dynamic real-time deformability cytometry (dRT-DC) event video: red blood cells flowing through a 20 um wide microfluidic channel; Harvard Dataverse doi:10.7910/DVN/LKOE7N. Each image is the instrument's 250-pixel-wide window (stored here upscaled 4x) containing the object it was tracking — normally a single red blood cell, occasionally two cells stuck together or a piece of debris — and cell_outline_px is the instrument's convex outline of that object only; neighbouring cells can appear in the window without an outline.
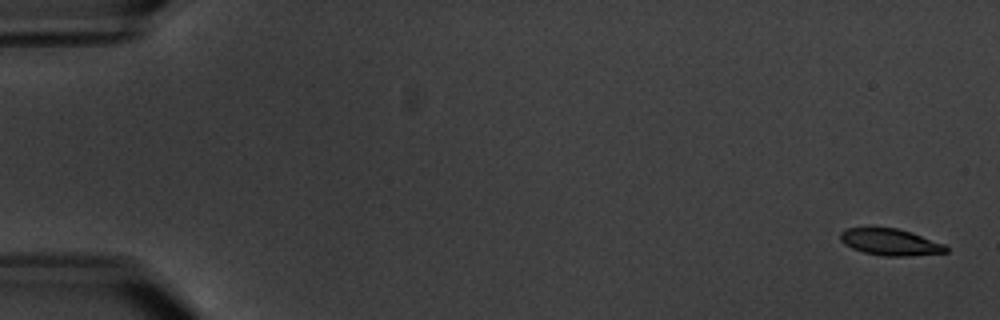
{"species": "common noctule bat (a hibernating species)", "species_latin": "Nyctalus noctula", "temperature_condition": "warm", "stored_images_in_passage": 6, "camera_frame_rate_fps": 3000, "um_per_image_px": 0.085, "animal": {"sex": "male", "body_mass_g": 20.1, "forearm_length_mm": 53.5}, "frame": {"image": 1, "passage_image": 1, "time_ms": 0.0, "image_size_px": [1000, 320], "cell_outline_px": [[948, 252], [908, 256], [884, 256], [864, 252], [852, 248], [844, 244], [840, 240], [840, 232], [844, 228], [896, 228], [912, 232], [944, 244], [948, 248]], "centroid_in_image_um": [75.66, 20.58], "position_along_channel_um": 9.3, "area_um2": 16.36}}
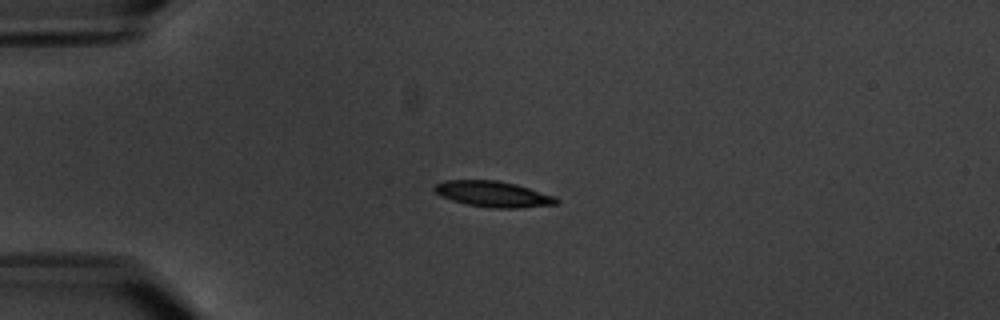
{"frame": {"image": 2, "passage_image": 5, "time_ms": 4.667, "image_size_px": [1000, 320], "cell_outline_px": [[560, 200], [556, 204], [520, 208], [492, 208], [468, 204], [452, 200], [440, 196], [432, 188], [436, 184], [444, 180], [500, 180], [516, 184], [556, 196]], "centroid_in_image_um": [41.93, 16.49], "position_along_channel_um": 43.1, "area_um2": 18.44}}